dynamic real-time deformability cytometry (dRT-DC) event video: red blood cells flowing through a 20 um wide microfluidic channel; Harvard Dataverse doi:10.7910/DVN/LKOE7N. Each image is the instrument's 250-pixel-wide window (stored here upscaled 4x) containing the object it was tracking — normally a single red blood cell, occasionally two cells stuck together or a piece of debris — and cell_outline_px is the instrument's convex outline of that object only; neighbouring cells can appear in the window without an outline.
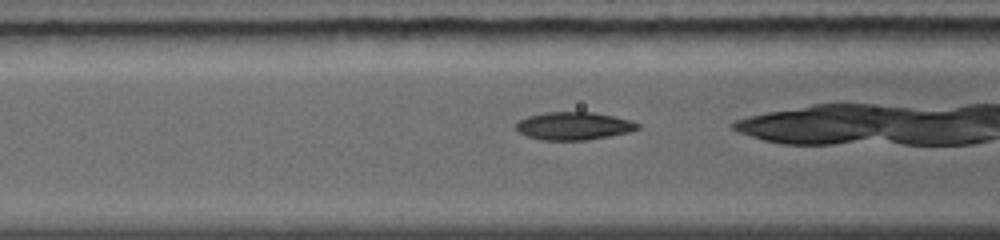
{"species": "common noctule bat (a hibernating species)", "species_latin": "Nyctalus noctula", "temperature_condition": "warm", "stored_images_in_passage": 25, "camera_frame_rate_fps": 5000, "um_per_image_px": 0.085, "animal": {"sex": "female", "body_mass_g": 19.0, "forearm_length_mm": 56.7}, "frame": {"image": 1, "passage_image": 4, "time_ms": 1.4, "image_size_px": [1000, 240], "cell_outline_px": [[640, 128], [608, 136], [584, 140], [544, 140], [528, 136], [520, 132], [516, 128], [516, 124], [520, 120], [528, 116], [544, 112], [592, 112], [612, 116], [628, 120], [640, 124]], "centroid_in_image_um": [48.73, 10.7], "position_along_channel_um": 117.9, "area_um2": 19.31}}
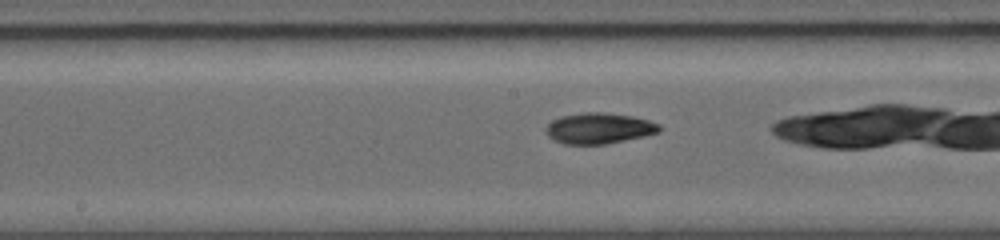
{"frame": {"image": 2, "passage_image": 8, "time_ms": 3.2, "image_size_px": [1000, 240], "cell_outline_px": [[660, 132], [604, 144], [568, 144], [556, 140], [544, 128], [552, 120], [560, 116], [584, 112], [604, 112], [632, 116], [648, 120], [660, 124]], "centroid_in_image_um": [50.93, 10.88], "position_along_channel_um": 197.3, "area_um2": 20.0}}